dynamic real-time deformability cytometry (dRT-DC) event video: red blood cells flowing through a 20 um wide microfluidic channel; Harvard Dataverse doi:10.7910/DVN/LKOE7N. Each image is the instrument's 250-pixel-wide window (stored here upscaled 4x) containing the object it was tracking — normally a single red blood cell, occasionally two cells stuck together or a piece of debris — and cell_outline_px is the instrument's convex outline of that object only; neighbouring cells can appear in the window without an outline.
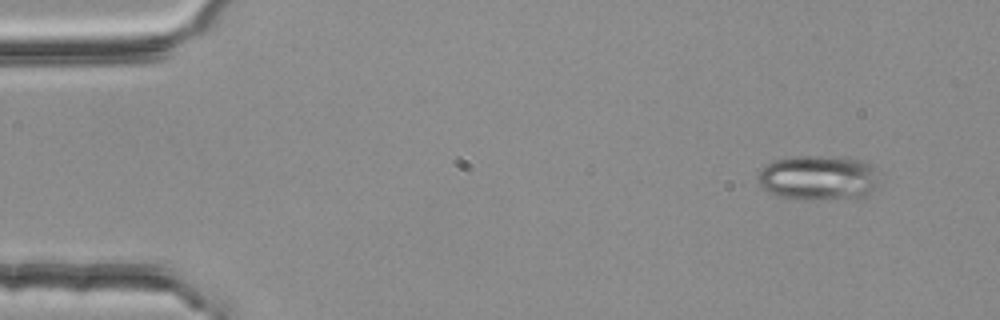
{"species": "common noctule bat (a hibernating species)", "species_latin": "Nyctalus noctula", "temperature_condition": "room temperature", "stored_images_in_passage": 50, "camera_frame_rate_fps": 3000, "um_per_image_px": 0.085, "animal": {"sex": "female", "body_mass_g": 25.1}, "frame": {"image": 1, "passage_image": 1, "time_ms": 0.0, "image_size_px": [1000, 320], "cell_outline_px": [[876, 184], [864, 196], [856, 200], [780, 196], [768, 192], [756, 180], [756, 176], [768, 164], [776, 160], [792, 156], [840, 156], [860, 160], [876, 164]], "centroid_in_image_um": [69.6, 15.08], "position_along_channel_um": 15.4, "area_um2": 31.56}}
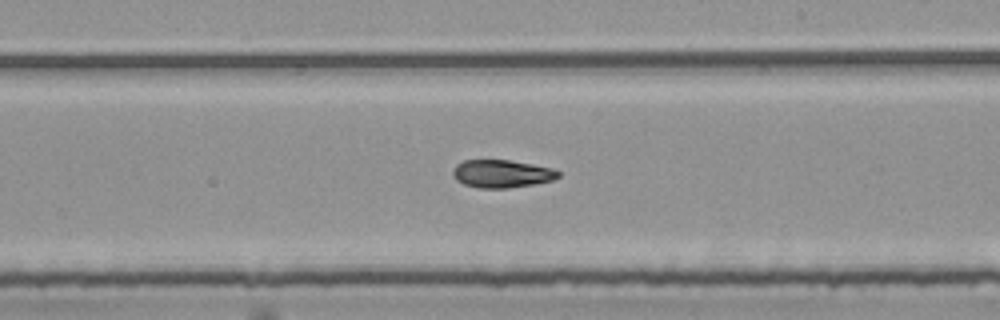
{"frame": {"image": 2, "passage_image": 28, "time_ms": 9.0, "image_size_px": [1000, 320], "cell_outline_px": [[560, 176], [552, 180], [536, 184], [508, 188], [480, 188], [464, 184], [456, 180], [452, 172], [456, 164], [464, 160], [508, 160], [532, 164], [552, 168], [560, 172]], "centroid_in_image_um": [42.65, 14.77], "position_along_channel_um": 246.3, "area_um2": 17.11}}
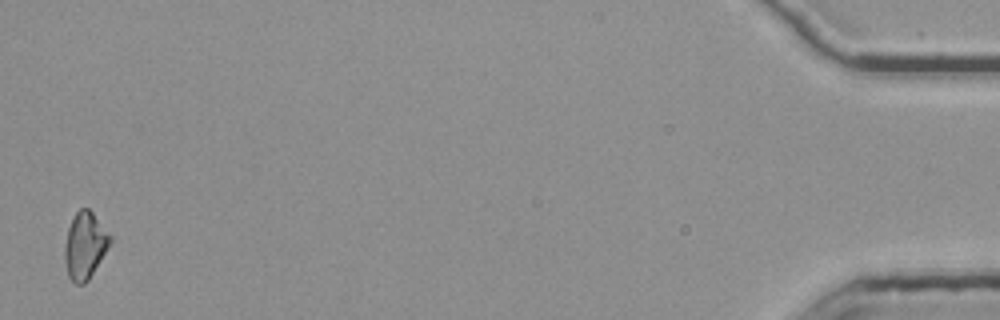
{"frame": {"image": 3, "passage_image": 50, "time_ms": 16.333, "image_size_px": [1000, 320], "cell_outline_px": [[112, 240], [88, 280], [84, 284], [76, 284], [68, 276], [64, 260], [64, 244], [68, 228], [76, 212], [80, 208], [88, 208], [92, 212], [112, 236]], "centroid_in_image_um": [7.2, 20.86], "position_along_channel_um": 428.0, "area_um2": 17.51}, "authors_computed_cell_mechanics": {"area_um2": 17.4267, "velocity_mm_per_s": 3.785, "shape_relaxation_time_tau1_ms": 7.3953, "shape_relaxation_time_tau2_ms": 3.731, "deformation_change_tau1": 0.1911, "deformation_change_tau2": 0.0855}}